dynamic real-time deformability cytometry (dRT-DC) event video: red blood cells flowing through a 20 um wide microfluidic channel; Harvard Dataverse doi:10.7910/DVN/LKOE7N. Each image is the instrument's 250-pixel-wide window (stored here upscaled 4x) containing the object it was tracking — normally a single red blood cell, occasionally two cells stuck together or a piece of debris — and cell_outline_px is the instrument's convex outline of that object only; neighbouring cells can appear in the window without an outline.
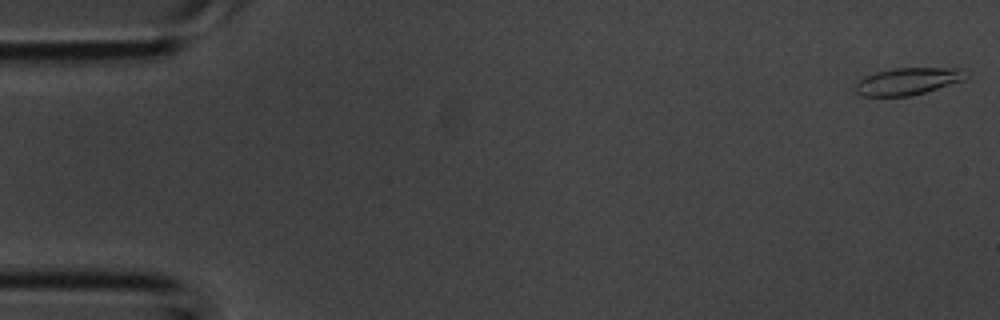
{"species": "common noctule bat (a hibernating species)", "species_latin": "Nyctalus noctula", "temperature_condition": "room temperature", "stored_images_in_passage": 5, "camera_frame_rate_fps": 3000, "um_per_image_px": 0.085, "animal": {"sex": "male", "body_mass_g": 20.1, "forearm_length_mm": 53.5}, "frame": {"image": 1, "passage_image": 1, "time_ms": 0.0, "image_size_px": [1000, 320], "cell_outline_px": [[968, 76], [964, 80], [912, 96], [860, 96], [856, 92], [856, 80], [864, 76], [876, 72], [892, 68], [964, 68]], "centroid_in_image_um": [77.15, 6.9], "position_along_channel_um": 7.8, "area_um2": 17.63}}